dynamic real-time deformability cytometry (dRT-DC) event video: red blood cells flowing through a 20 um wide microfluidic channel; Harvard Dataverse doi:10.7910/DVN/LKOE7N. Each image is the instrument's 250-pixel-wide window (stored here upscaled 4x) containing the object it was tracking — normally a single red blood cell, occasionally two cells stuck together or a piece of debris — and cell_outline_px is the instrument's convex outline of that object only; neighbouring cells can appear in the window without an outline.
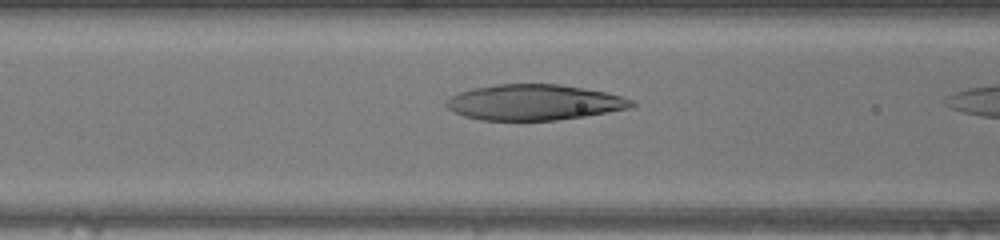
{"species": "human", "species_latin": "Homo sapiens", "temperature_condition": "warm", "stored_images_in_passage": 6, "camera_frame_rate_fps": 3000, "um_per_image_px": 0.085, "donor": {"sex": "female"}, "frame": {"image": 1, "passage_image": 5, "time_ms": 1.333, "image_size_px": [1000, 240], "cell_outline_px": [[636, 104], [632, 108], [584, 116], [556, 120], [480, 120], [464, 116], [452, 112], [444, 104], [444, 100], [460, 92], [472, 88], [496, 84], [560, 84], [584, 88], [604, 92], [620, 96], [632, 100]], "centroid_in_image_um": [45.36, 8.7], "position_along_channel_um": 121.2, "area_um2": 38.55}}